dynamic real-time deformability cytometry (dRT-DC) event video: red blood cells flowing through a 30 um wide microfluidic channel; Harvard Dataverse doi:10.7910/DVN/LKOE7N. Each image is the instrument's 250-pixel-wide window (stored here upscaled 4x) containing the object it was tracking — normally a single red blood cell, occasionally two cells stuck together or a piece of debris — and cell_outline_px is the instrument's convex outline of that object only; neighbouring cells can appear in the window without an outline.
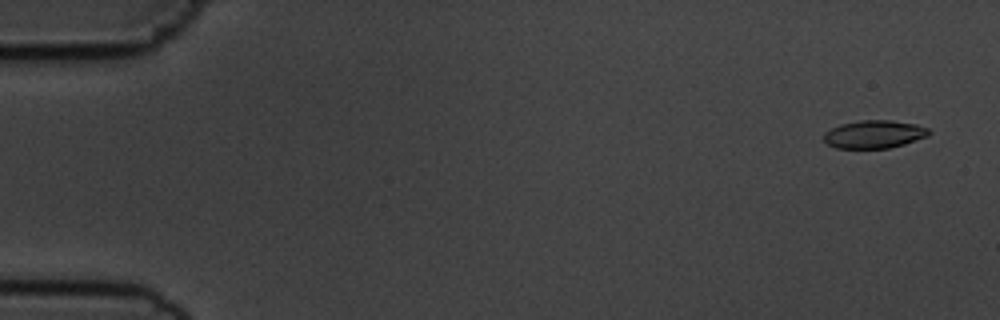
{"species": "common noctule bat (a hibernating species)", "species_latin": "Nyctalus noctula", "temperature_condition": "cold", "stored_images_in_passage": 56, "camera_frame_rate_fps": 3000, "um_per_image_px": 0.085, "animal": {"sex": "male", "body_mass_g": 19.5, "forearm_length_mm": 54.6}, "frame": {"image": 1, "passage_image": 3, "time_ms": 0.667, "image_size_px": [1000, 320], "cell_outline_px": [[932, 132], [928, 136], [904, 144], [888, 148], [836, 148], [828, 144], [824, 140], [824, 132], [840, 124], [860, 120], [892, 120], [916, 124], [928, 128]], "centroid_in_image_um": [74.32, 11.4], "position_along_channel_um": 10.7, "area_um2": 17.17}}
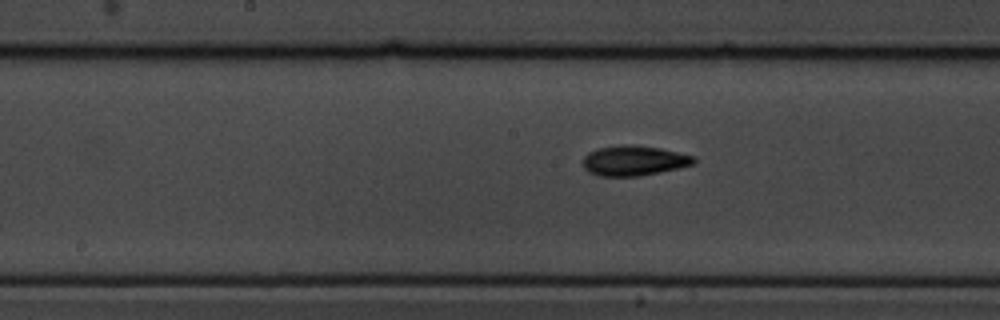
{"frame": {"image": 2, "passage_image": 29, "time_ms": 9.333, "image_size_px": [1000, 320], "cell_outline_px": [[696, 164], [636, 176], [600, 176], [588, 172], [584, 168], [584, 156], [588, 152], [596, 148], [620, 144], [628, 144], [660, 148], [696, 156]], "centroid_in_image_um": [53.87, 13.63], "position_along_channel_um": 194.3, "area_um2": 19.42}}
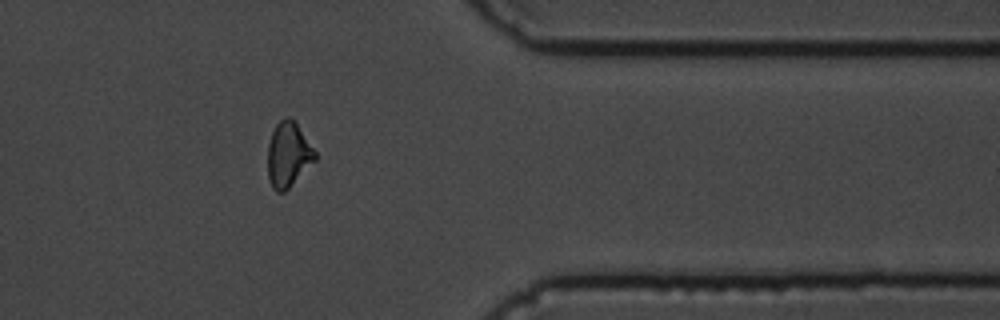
{"frame": {"image": 3, "passage_image": 46, "time_ms": 15.0, "image_size_px": [1000, 320], "cell_outline_px": [[316, 160], [284, 192], [276, 192], [272, 188], [268, 176], [268, 144], [272, 132], [276, 124], [280, 120], [288, 116], [296, 120], [316, 152]], "centroid_in_image_um": [24.51, 13.11], "position_along_channel_um": 386.9, "area_um2": 18.03}, "authors_computed_cell_mechanics": {"area_um2": 17.9758, "velocity_mm_per_s": 3.6386, "shape_relaxation_time_tau1_ms": 4.4609, "shape_relaxation_time_tau2_ms": 3.4917, "deformation_change_tau1": 0.1309, "deformation_change_tau2": 0.0936}}